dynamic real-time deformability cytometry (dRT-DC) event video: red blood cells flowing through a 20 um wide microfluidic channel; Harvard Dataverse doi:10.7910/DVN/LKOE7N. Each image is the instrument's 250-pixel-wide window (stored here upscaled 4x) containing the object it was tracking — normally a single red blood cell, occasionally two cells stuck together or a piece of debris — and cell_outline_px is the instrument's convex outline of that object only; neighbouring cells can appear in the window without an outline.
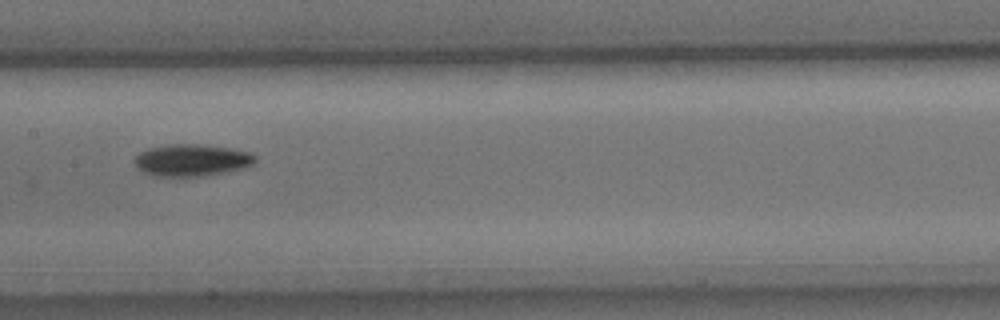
{"species": "common noctule bat (a hibernating species)", "species_latin": "Nyctalus noctula", "temperature_condition": "cold", "stored_images_in_passage": 5, "camera_frame_rate_fps": 3000, "um_per_image_px": 0.085, "animal": {"sex": "male", "body_mass_g": 15.6}, "frame": {"image": 1, "passage_image": 4, "time_ms": 1.0, "image_size_px": [1000, 320], "cell_outline_px": [[256, 160], [252, 164], [244, 168], [228, 172], [200, 176], [152, 176], [136, 168], [136, 156], [140, 152], [148, 148], [168, 144], [204, 144], [232, 148], [252, 152], [256, 156]], "centroid_in_image_um": [16.33, 13.6], "position_along_channel_um": 191.1, "area_um2": 22.72}}
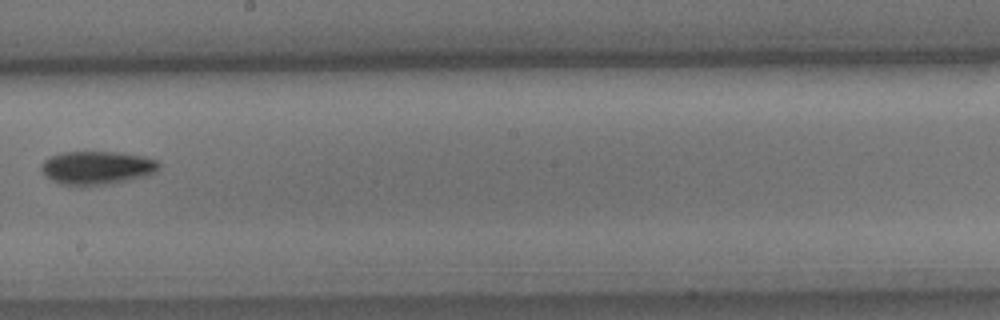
{"frame": {"image": 2, "passage_image": 5, "time_ms": 1.333, "image_size_px": [1000, 320], "cell_outline_px": [[160, 164], [156, 172], [144, 176], [128, 180], [108, 184], [84, 188], [80, 188], [60, 184], [44, 176], [40, 168], [40, 164], [44, 160], [60, 152], [116, 152], [144, 156], [156, 160]], "centroid_in_image_um": [8.18, 14.29], "position_along_channel_um": 240.0, "area_um2": 23.41}}